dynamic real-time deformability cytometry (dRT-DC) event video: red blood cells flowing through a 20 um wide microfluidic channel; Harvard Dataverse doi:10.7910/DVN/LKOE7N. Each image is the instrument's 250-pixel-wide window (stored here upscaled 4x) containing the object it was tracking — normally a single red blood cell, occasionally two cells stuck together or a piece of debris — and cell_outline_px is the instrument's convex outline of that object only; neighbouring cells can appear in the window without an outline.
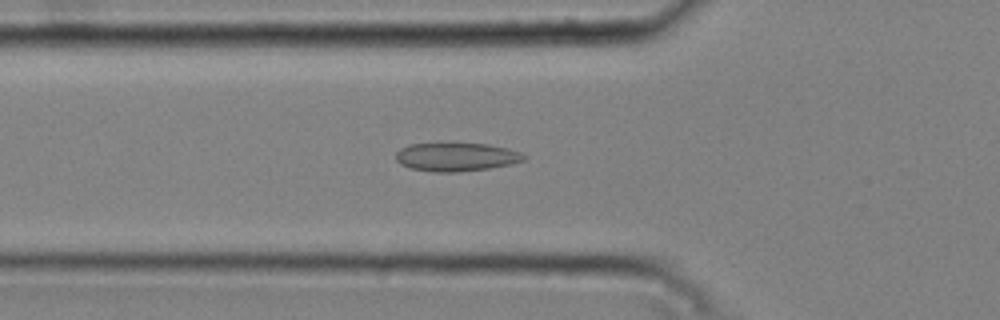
{"species": "common noctule bat (a hibernating species)", "species_latin": "Nyctalus noctula", "temperature_condition": "cold", "stored_images_in_passage": 49, "camera_frame_rate_fps": 3000, "um_per_image_px": 0.085, "animal": {"sex": "male", "body_mass_g": 20.4}, "frame": {"image": 1, "passage_image": 17, "time_ms": 5.333, "image_size_px": [1000, 320], "cell_outline_px": [[528, 156], [524, 160], [512, 164], [488, 168], [456, 172], [432, 172], [412, 168], [400, 164], [396, 160], [396, 152], [400, 148], [408, 144], [440, 140], [488, 144], [508, 148], [520, 152]], "centroid_in_image_um": [38.74, 13.28], "position_along_channel_um": 87.1, "area_um2": 22.31}}
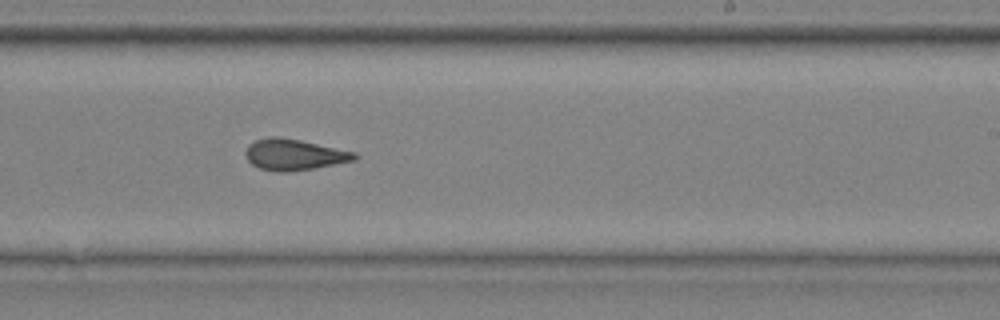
{"frame": {"image": 2, "passage_image": 31, "time_ms": 10.0, "image_size_px": [1000, 320], "cell_outline_px": [[360, 156], [356, 160], [316, 168], [288, 172], [280, 172], [260, 168], [252, 164], [248, 160], [244, 152], [248, 144], [256, 140], [272, 136], [276, 136], [300, 140], [356, 152]], "centroid_in_image_um": [25.02, 13.14], "position_along_channel_um": 264.0, "area_um2": 19.83}}
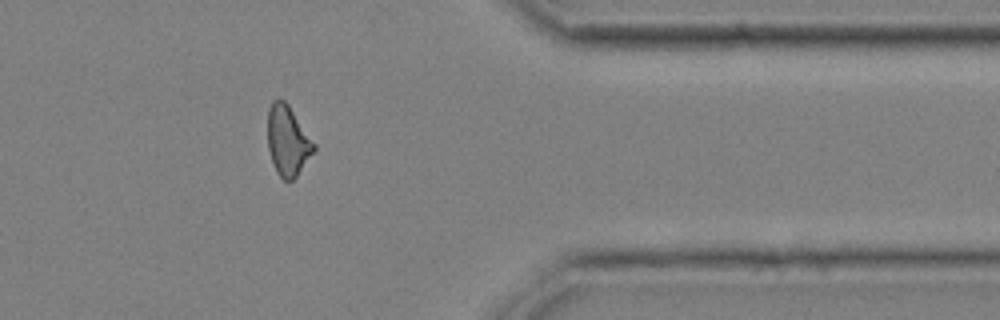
{"frame": {"image": 3, "passage_image": 42, "time_ms": 13.667, "image_size_px": [1000, 320], "cell_outline_px": [[316, 148], [296, 176], [292, 180], [284, 180], [276, 172], [268, 148], [268, 108], [272, 100], [284, 100], [288, 104], [316, 144]], "centroid_in_image_um": [24.45, 11.94], "position_along_channel_um": 386.9, "area_um2": 18.67}, "authors_computed_cell_mechanics": {"area_um2": 19.8254, "velocity_mm_per_s": 3.7858, "shape_relaxation_time_tau1_ms": null, "shape_relaxation_time_tau2_ms": 1.944, "deformation_change_tau1": null, "deformation_change_tau2": 0.089}}